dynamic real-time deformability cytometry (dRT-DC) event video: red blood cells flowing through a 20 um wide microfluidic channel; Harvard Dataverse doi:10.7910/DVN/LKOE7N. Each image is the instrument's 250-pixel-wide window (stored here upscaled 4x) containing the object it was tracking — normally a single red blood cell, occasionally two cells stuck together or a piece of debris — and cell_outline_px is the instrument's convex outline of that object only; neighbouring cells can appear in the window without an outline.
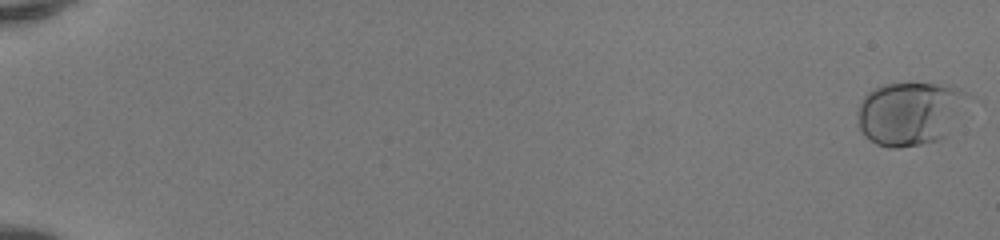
{"species": "human", "species_latin": "Homo sapiens", "temperature_condition": "room temperature", "stored_images_in_passage": 52, "camera_frame_rate_fps": 3000, "um_per_image_px": 0.085, "donor": {"sex": "female"}, "frame": {"image": 1, "passage_image": 1, "time_ms": 0.0, "image_size_px": [1000, 240], "cell_outline_px": [[976, 100], [944, 136], [940, 140], [920, 144], [896, 148], [888, 148], [876, 144], [868, 140], [864, 136], [856, 124], [860, 104], [864, 96], [868, 92], [884, 84], [952, 84], [976, 96]], "centroid_in_image_um": [77.46, 9.62], "position_along_channel_um": 7.5, "area_um2": 42.08}}
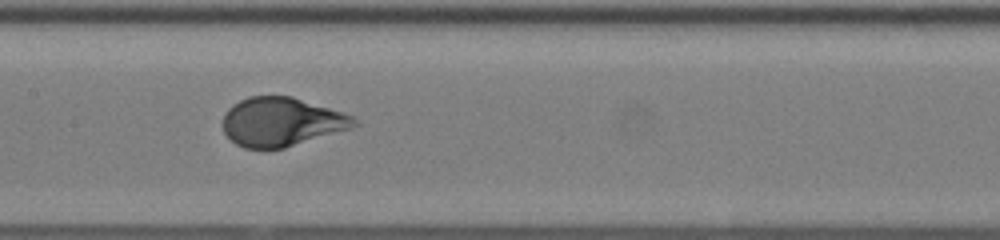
{"frame": {"image": 2, "passage_image": 29, "time_ms": 9.333, "image_size_px": [1000, 240], "cell_outline_px": [[360, 124], [352, 128], [284, 148], [244, 148], [236, 144], [224, 132], [220, 124], [228, 108], [232, 104], [248, 96], [292, 96], [344, 112], [352, 116]], "centroid_in_image_um": [23.92, 10.35], "position_along_channel_um": 183.5, "area_um2": 37.51}}
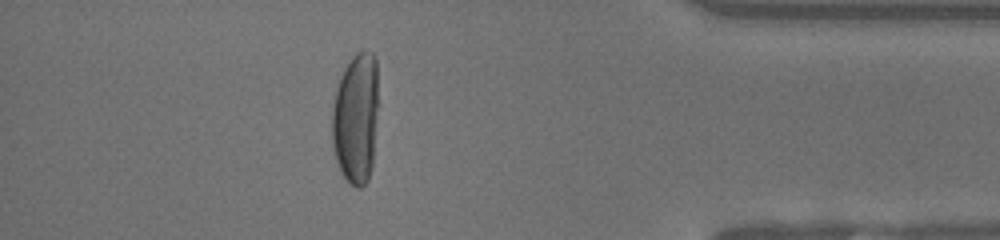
{"frame": {"image": 3, "passage_image": 47, "time_ms": 15.333, "image_size_px": [1000, 240], "cell_outline_px": [[376, 116], [372, 168], [368, 180], [360, 188], [356, 188], [344, 176], [336, 160], [332, 148], [332, 108], [336, 92], [344, 68], [352, 56], [356, 52], [372, 52], [376, 60]], "centroid_in_image_um": [30.23, 10.07], "position_along_channel_um": 405.0, "area_um2": 34.85}, "authors_computed_cell_mechanics": {"area_um2": 38.6104, "velocity_mm_per_s": 4.1463, "shape_relaxation_time_tau1_ms": 4.4757, "shape_relaxation_time_tau2_ms": null, "deformation_change_tau1": 0.2233, "deformation_change_tau2": null}}